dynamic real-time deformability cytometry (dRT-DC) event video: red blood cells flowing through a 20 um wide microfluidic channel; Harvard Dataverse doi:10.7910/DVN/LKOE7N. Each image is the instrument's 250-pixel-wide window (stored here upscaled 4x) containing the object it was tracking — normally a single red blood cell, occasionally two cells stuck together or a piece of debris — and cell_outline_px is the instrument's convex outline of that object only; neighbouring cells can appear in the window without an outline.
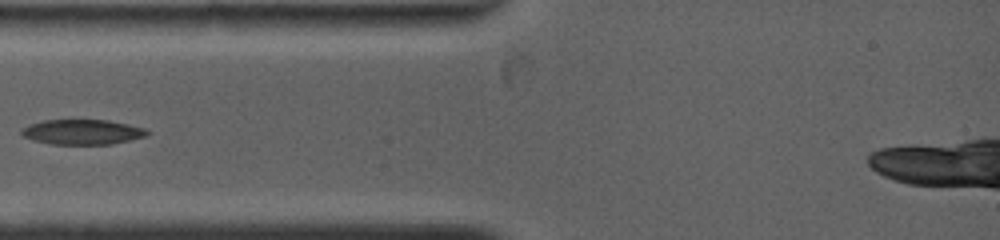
{"species": "common noctule bat (a hibernating species)", "species_latin": "Nyctalus noctula", "temperature_condition": "warm", "stored_images_in_passage": 6, "camera_frame_rate_fps": 4500, "um_per_image_px": 0.085, "animal": {"sex": "female", "body_mass_g": 19.0, "forearm_length_mm": 53.3}, "frame": {"image": 1, "passage_image": 1, "time_ms": 0.0, "image_size_px": [1000, 240], "cell_outline_px": [[148, 132], [144, 136], [112, 144], [52, 144], [32, 140], [24, 136], [20, 132], [20, 128], [28, 124], [44, 120], [108, 120], [128, 124], [144, 128]], "centroid_in_image_um": [6.93, 11.21], "position_along_channel_um": 78.1, "area_um2": 18.21}}
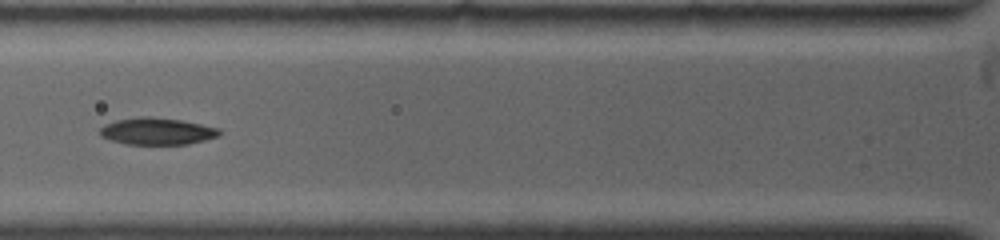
{"frame": {"image": 2, "passage_image": 4, "time_ms": 0.889, "image_size_px": [1000, 240], "cell_outline_px": [[220, 136], [188, 144], [124, 144], [100, 136], [100, 128], [104, 124], [116, 120], [140, 116], [152, 116], [180, 120], [220, 128]], "centroid_in_image_um": [13.34, 11.15], "position_along_channel_um": 112.5, "area_um2": 18.79}}